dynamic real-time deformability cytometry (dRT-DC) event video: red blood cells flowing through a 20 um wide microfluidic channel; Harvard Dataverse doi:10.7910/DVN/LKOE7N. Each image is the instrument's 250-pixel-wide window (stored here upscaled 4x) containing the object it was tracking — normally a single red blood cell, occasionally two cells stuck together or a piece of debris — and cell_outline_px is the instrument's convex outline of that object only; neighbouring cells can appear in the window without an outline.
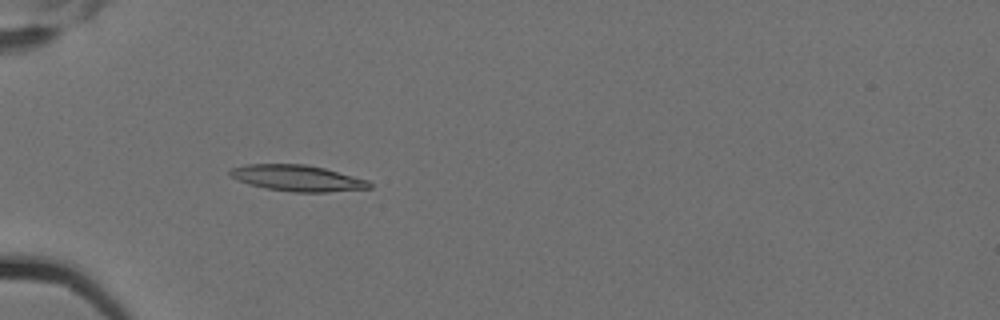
{"species": "Egyptian fruit bat (a non-hibernating species)", "species_latin": "Rousettus aegyptiacus", "temperature_condition": "cold", "stored_images_in_passage": 7, "camera_frame_rate_fps": 3000, "um_per_image_px": 0.085, "animal": {"sex": "female"}, "frame": {"image": 1, "passage_image": 6, "time_ms": 1.667, "image_size_px": [1000, 320], "cell_outline_px": [[372, 188], [328, 192], [292, 192], [264, 188], [248, 184], [232, 176], [228, 172], [232, 168], [248, 164], [304, 164], [324, 168], [368, 180], [372, 184]], "centroid_in_image_um": [25.3, 15.14], "position_along_channel_um": 59.7, "area_um2": 21.1}}
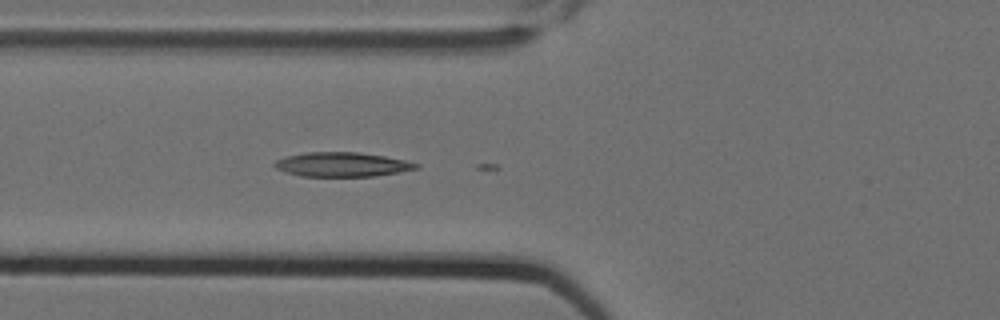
{"frame": {"image": 2, "passage_image": 7, "time_ms": 2.0, "image_size_px": [1000, 320], "cell_outline_px": [[420, 168], [400, 172], [376, 176], [300, 176], [284, 172], [276, 168], [272, 164], [276, 160], [288, 156], [308, 152], [360, 152], [384, 156], [404, 160], [420, 164]], "centroid_in_image_um": [29.09, 13.98], "position_along_channel_um": 96.7, "area_um2": 20.11}}